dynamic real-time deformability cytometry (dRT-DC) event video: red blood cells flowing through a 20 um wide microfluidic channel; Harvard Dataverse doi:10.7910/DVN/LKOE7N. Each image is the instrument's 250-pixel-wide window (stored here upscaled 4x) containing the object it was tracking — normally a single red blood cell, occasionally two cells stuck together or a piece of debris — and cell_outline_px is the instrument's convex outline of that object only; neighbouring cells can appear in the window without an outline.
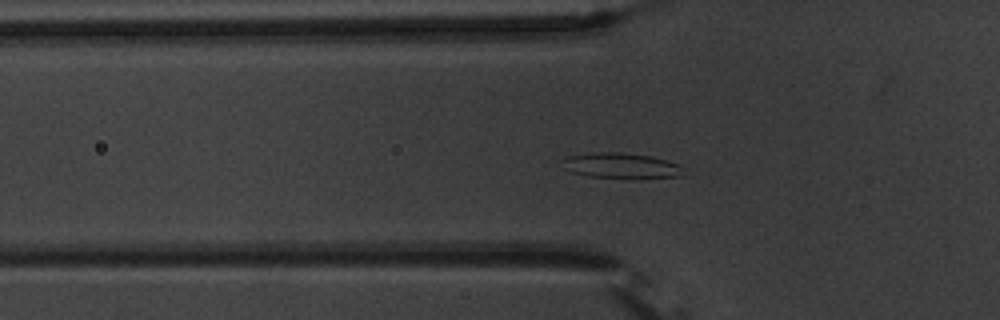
{"species": "common noctule bat (a hibernating species)", "species_latin": "Nyctalus noctula", "temperature_condition": "warm", "stored_images_in_passage": 43, "camera_frame_rate_fps": 3000, "um_per_image_px": 0.085, "animal": {"sex": "male", "body_mass_g": 20.1, "forearm_length_mm": 53.5}, "frame": {"image": 1, "passage_image": 5, "time_ms": 1.333, "image_size_px": [1000, 320], "cell_outline_px": [[688, 168], [684, 176], [588, 176], [572, 172], [564, 168], [564, 160], [568, 156], [592, 152], [620, 152], [652, 156], [668, 160], [680, 164]], "centroid_in_image_um": [52.88, 14.04], "position_along_channel_um": 72.9, "area_um2": 17.46}}
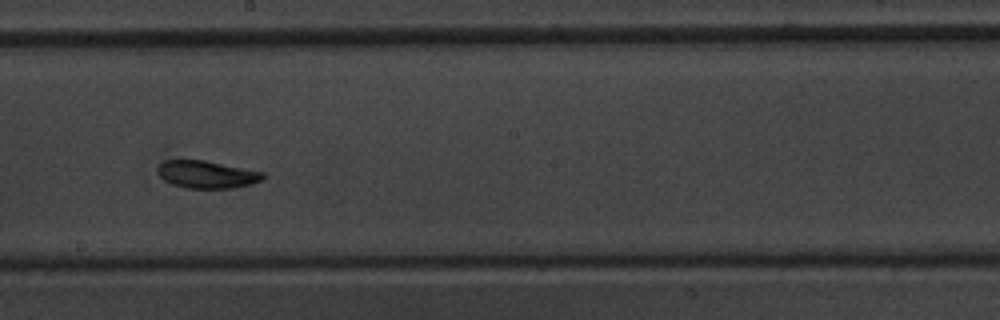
{"frame": {"image": 2, "passage_image": 18, "time_ms": 5.667, "image_size_px": [1000, 320], "cell_outline_px": [[264, 176], [260, 180], [252, 184], [236, 188], [188, 188], [172, 184], [164, 180], [160, 176], [156, 168], [164, 160], [204, 160], [264, 172]], "centroid_in_image_um": [17.57, 14.83], "position_along_channel_um": 230.6, "area_um2": 16.82}}
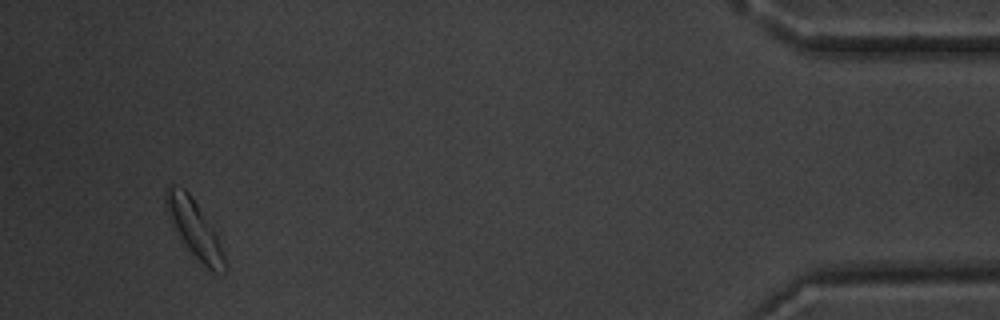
{"frame": {"image": 3, "passage_image": 39, "time_ms": 12.667, "image_size_px": [1000, 320], "cell_outline_px": [[228, 272], [212, 272], [184, 248], [172, 228], [168, 220], [164, 204], [164, 188], [168, 184], [176, 184], [184, 188], [188, 192], [216, 232], [224, 252], [228, 264]], "centroid_in_image_um": [16.48, 19.45], "position_along_channel_um": 418.7, "area_um2": 20.69}}